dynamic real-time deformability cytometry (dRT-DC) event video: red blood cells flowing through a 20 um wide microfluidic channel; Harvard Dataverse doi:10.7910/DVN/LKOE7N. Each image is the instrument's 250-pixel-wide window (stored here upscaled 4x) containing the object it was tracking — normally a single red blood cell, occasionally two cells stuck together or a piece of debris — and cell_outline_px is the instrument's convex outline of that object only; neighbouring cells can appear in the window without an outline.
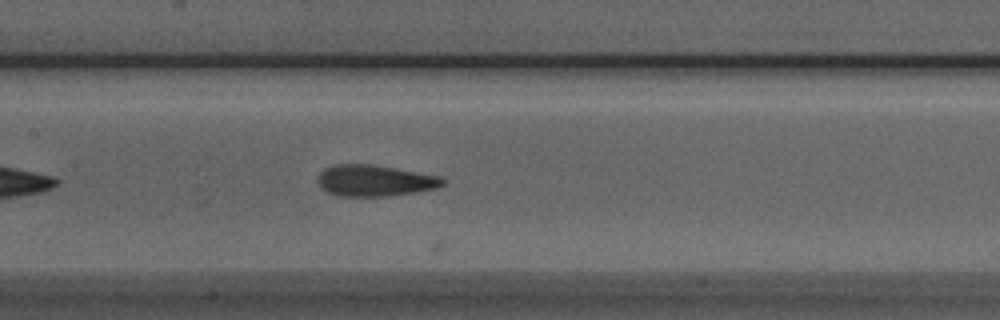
{"species": "Egyptian fruit bat (a non-hibernating species)", "species_latin": "Rousettus aegyptiacus", "temperature_condition": "room temperature", "stored_images_in_passage": 27, "camera_frame_rate_fps": 3000, "um_per_image_px": 0.085, "animal": {"sex": "male"}, "frame": {"image": 1, "passage_image": 23, "time_ms": 7.333, "image_size_px": [1000, 320], "cell_outline_px": [[444, 184], [436, 188], [388, 196], [336, 196], [320, 188], [316, 180], [316, 176], [324, 168], [336, 164], [372, 164], [396, 168], [440, 176], [444, 180]], "centroid_in_image_um": [31.78, 15.34], "position_along_channel_um": 175.6, "area_um2": 22.89}}
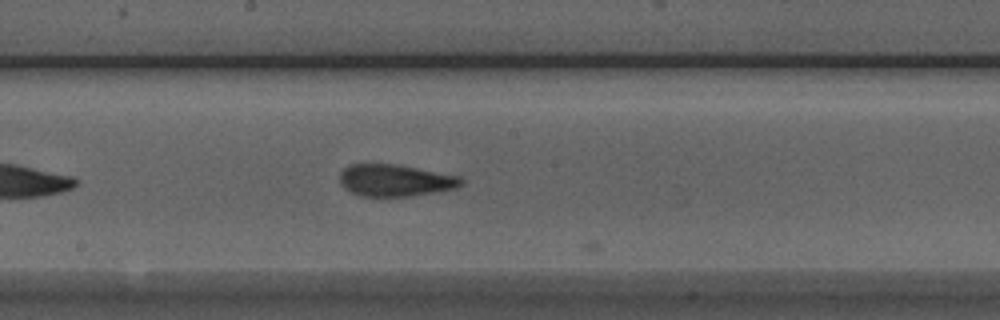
{"frame": {"image": 2, "passage_image": 26, "time_ms": 8.333, "image_size_px": [1000, 320], "cell_outline_px": [[464, 184], [456, 188], [436, 192], [408, 196], [360, 196], [344, 188], [340, 184], [340, 172], [348, 164], [396, 164], [460, 176], [464, 180]], "centroid_in_image_um": [33.59, 15.33], "position_along_channel_um": 214.6, "area_um2": 22.66}}